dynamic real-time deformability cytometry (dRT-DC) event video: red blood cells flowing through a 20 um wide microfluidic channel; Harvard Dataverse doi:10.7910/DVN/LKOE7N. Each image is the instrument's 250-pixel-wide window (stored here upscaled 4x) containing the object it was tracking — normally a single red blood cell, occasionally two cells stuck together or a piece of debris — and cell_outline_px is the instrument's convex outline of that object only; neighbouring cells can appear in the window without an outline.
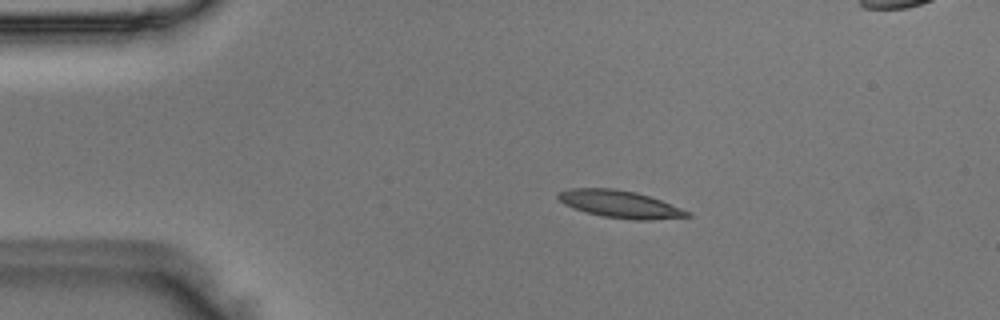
{"species": "Egyptian fruit bat (a non-hibernating species)", "species_latin": "Rousettus aegyptiacus", "temperature_condition": "room temperature", "stored_images_in_passage": 42, "camera_frame_rate_fps": 3000, "um_per_image_px": 0.085, "animal": {"sex": "male"}, "frame": {"image": 1, "passage_image": 1, "time_ms": 0.0, "image_size_px": [1000, 320], "cell_outline_px": [[692, 216], [652, 220], [632, 220], [604, 216], [588, 212], [564, 204], [556, 196], [556, 192], [568, 188], [616, 188], [636, 192], [660, 200], [692, 212]], "centroid_in_image_um": [52.71, 17.34], "position_along_channel_um": 32.3, "area_um2": 20.52}}
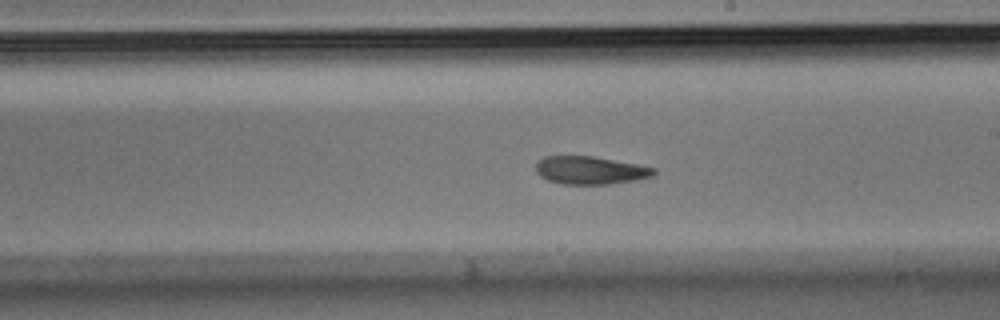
{"frame": {"image": 2, "passage_image": 20, "time_ms": 6.333, "image_size_px": [1000, 320], "cell_outline_px": [[656, 172], [652, 176], [636, 180], [608, 184], [560, 184], [548, 180], [540, 176], [536, 172], [536, 160], [544, 156], [592, 156], [636, 164], [656, 168]], "centroid_in_image_um": [50.13, 14.47], "position_along_channel_um": 238.9, "area_um2": 19.25}}
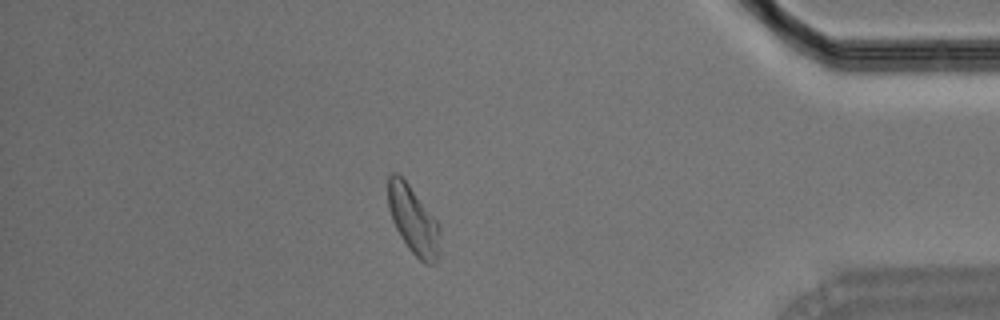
{"frame": {"image": 3, "passage_image": 35, "time_ms": 11.333, "image_size_px": [1000, 320], "cell_outline_px": [[440, 232], [436, 260], [432, 264], [428, 264], [420, 260], [408, 248], [400, 236], [392, 220], [388, 204], [388, 176], [392, 172], [396, 172], [408, 184], [440, 224]], "centroid_in_image_um": [35.11, 18.69], "position_along_channel_um": 400.1, "area_um2": 20.17}}